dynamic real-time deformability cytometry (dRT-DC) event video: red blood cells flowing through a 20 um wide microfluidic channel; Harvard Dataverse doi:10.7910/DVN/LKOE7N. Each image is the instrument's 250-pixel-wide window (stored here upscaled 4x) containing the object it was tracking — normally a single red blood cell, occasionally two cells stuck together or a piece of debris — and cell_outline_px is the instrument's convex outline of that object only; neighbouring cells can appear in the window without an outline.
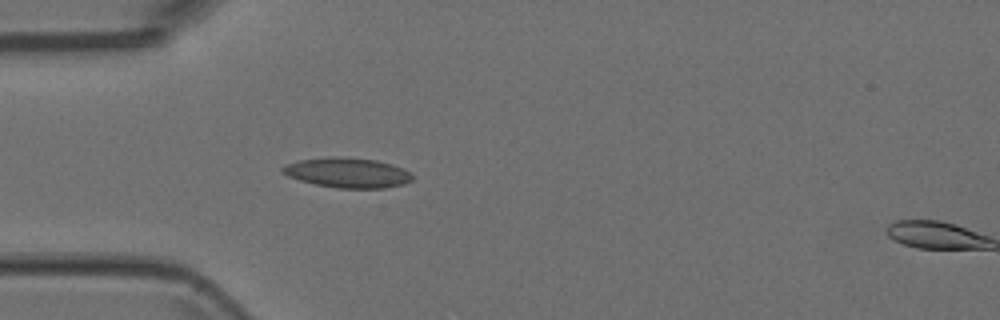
{"species": "Egyptian fruit bat (a non-hibernating species)", "species_latin": "Rousettus aegyptiacus", "temperature_condition": "room temperature", "stored_images_in_passage": 4, "camera_frame_rate_fps": 3000, "um_per_image_px": 0.085, "animal": {"sex": "female"}, "frame": {"image": 1, "passage_image": 3, "time_ms": 0.667, "image_size_px": [1000, 320], "cell_outline_px": [[412, 180], [404, 184], [384, 188], [336, 188], [316, 184], [300, 180], [288, 176], [280, 172], [280, 168], [284, 164], [300, 160], [332, 156], [340, 156], [376, 160], [392, 164], [408, 172], [412, 176]], "centroid_in_image_um": [29.49, 14.67], "position_along_channel_um": 55.5, "area_um2": 22.66}}